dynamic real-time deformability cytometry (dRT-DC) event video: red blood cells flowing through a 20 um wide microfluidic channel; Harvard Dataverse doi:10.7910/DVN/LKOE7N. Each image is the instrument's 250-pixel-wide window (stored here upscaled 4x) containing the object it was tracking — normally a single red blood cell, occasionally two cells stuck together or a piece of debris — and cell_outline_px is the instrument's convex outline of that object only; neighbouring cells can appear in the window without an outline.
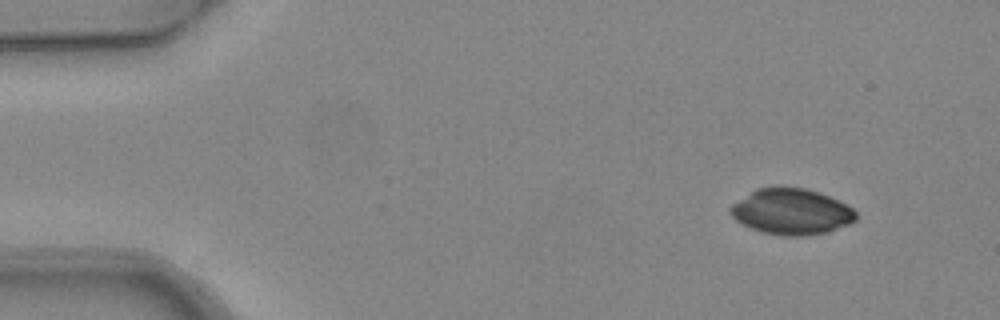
{"species": "common noctule bat (a hibernating species)", "species_latin": "Nyctalus noctula", "temperature_condition": "warm", "stored_images_in_passage": 3, "camera_frame_rate_fps": 3000, "um_per_image_px": 0.085, "animal": {"sex": "female", "body_mass_g": 24.6, "forearm_length_mm": 56.2}, "frame": {"image": 1, "passage_image": 1, "time_ms": 0.0, "image_size_px": [1000, 320], "cell_outline_px": [[856, 220], [848, 224], [828, 232], [808, 236], [784, 236], [764, 232], [752, 228], [736, 220], [732, 216], [728, 208], [732, 204], [756, 188], [804, 188], [828, 196], [848, 204], [856, 212]], "centroid_in_image_um": [67.29, 18.01], "position_along_channel_um": 17.7, "area_um2": 33.23}}
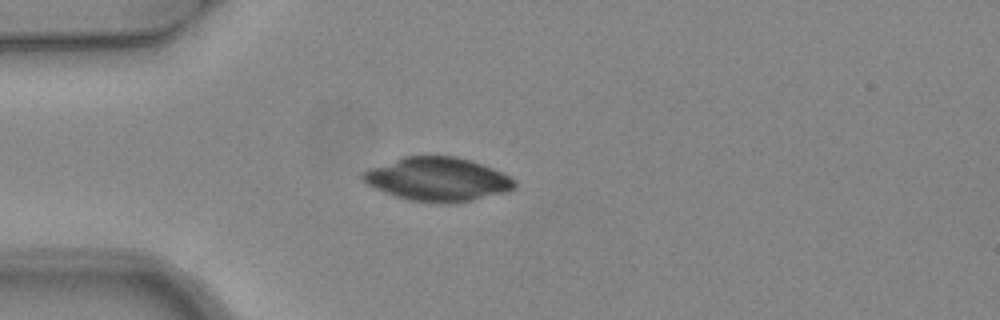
{"frame": {"image": 2, "passage_image": 3, "time_ms": 0.667, "image_size_px": [1000, 320], "cell_outline_px": [[516, 188], [508, 192], [472, 200], [412, 200], [396, 196], [384, 192], [368, 184], [360, 176], [364, 172], [372, 168], [404, 156], [456, 156], [472, 160], [492, 168], [516, 180]], "centroid_in_image_um": [37.25, 15.19], "position_along_channel_um": 47.8, "area_um2": 37.45}}